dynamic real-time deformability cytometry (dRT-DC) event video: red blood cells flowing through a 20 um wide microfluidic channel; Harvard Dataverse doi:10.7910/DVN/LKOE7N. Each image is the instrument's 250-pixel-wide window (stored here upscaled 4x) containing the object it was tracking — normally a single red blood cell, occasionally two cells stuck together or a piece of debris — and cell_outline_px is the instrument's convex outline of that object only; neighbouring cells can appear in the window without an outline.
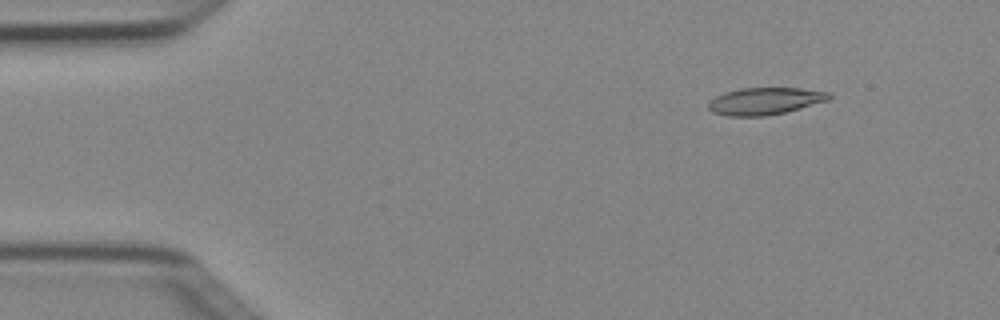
{"species": "Egyptian fruit bat (a non-hibernating species)", "species_latin": "Rousettus aegyptiacus", "temperature_condition": "cold", "stored_images_in_passage": 5, "camera_frame_rate_fps": 3000, "um_per_image_px": 0.085, "animal": {"sex": "female"}, "frame": {"image": 1, "passage_image": 2, "time_ms": 0.333, "image_size_px": [1000, 320], "cell_outline_px": [[832, 96], [828, 100], [800, 108], [784, 112], [764, 116], [728, 116], [712, 112], [708, 108], [708, 104], [716, 96], [724, 92], [740, 88], [800, 88], [828, 92]], "centroid_in_image_um": [65.0, 8.59], "position_along_channel_um": 20.0, "area_um2": 18.9}}
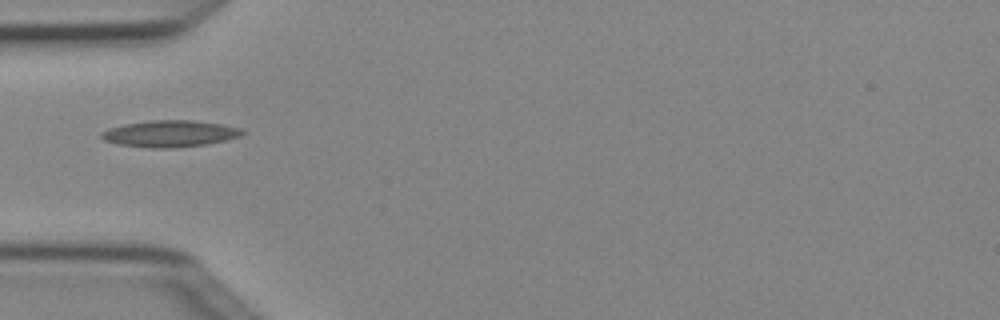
{"frame": {"image": 2, "passage_image": 4, "time_ms": 1.0, "image_size_px": [1000, 320], "cell_outline_px": [[244, 132], [240, 136], [208, 144], [172, 148], [152, 148], [116, 144], [104, 140], [100, 136], [100, 132], [108, 128], [124, 124], [152, 120], [192, 120], [220, 124], [240, 128]], "centroid_in_image_um": [14.39, 11.36], "position_along_channel_um": 70.6, "area_um2": 21.79}}
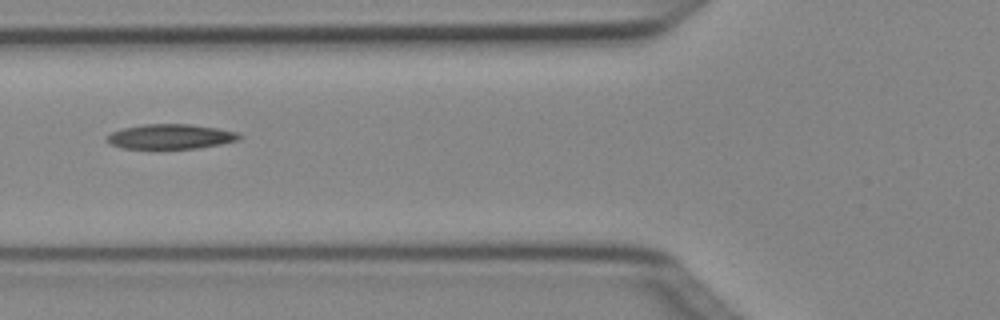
{"frame": {"image": 3, "passage_image": 5, "time_ms": 1.333, "image_size_px": [1000, 320], "cell_outline_px": [[244, 136], [240, 140], [220, 144], [196, 148], [120, 148], [104, 140], [112, 132], [124, 128], [144, 124], [192, 124], [240, 132]], "centroid_in_image_um": [14.55, 11.6], "position_along_channel_um": 111.2, "area_um2": 19.13}}